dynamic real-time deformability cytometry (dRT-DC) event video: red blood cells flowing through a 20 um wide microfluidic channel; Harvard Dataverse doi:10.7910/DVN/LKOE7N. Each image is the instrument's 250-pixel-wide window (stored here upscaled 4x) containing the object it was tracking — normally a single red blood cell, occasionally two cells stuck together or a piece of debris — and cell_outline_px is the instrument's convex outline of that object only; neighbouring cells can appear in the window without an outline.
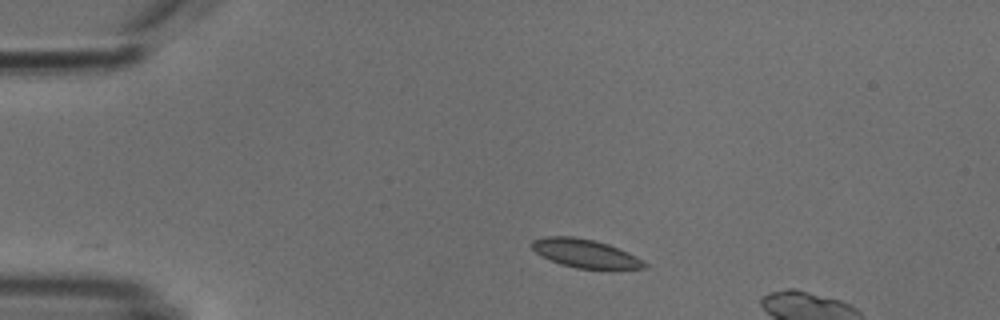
{"species": "common noctule bat (a hibernating species)", "species_latin": "Nyctalus noctula", "temperature_condition": "cold", "stored_images_in_passage": 5, "camera_frame_rate_fps": 3000, "um_per_image_px": 0.085, "animal": {"sex": "male", "body_mass_g": 18.8}, "frame": {"image": 1, "passage_image": 1, "time_ms": 0.0, "image_size_px": [1000, 320], "cell_outline_px": [[648, 264], [644, 268], [576, 268], [560, 264], [536, 252], [532, 248], [532, 240], [544, 236], [572, 236], [596, 240], [608, 244], [628, 252], [636, 256]], "centroid_in_image_um": [49.73, 21.52], "position_along_channel_um": 35.3, "area_um2": 18.38}}